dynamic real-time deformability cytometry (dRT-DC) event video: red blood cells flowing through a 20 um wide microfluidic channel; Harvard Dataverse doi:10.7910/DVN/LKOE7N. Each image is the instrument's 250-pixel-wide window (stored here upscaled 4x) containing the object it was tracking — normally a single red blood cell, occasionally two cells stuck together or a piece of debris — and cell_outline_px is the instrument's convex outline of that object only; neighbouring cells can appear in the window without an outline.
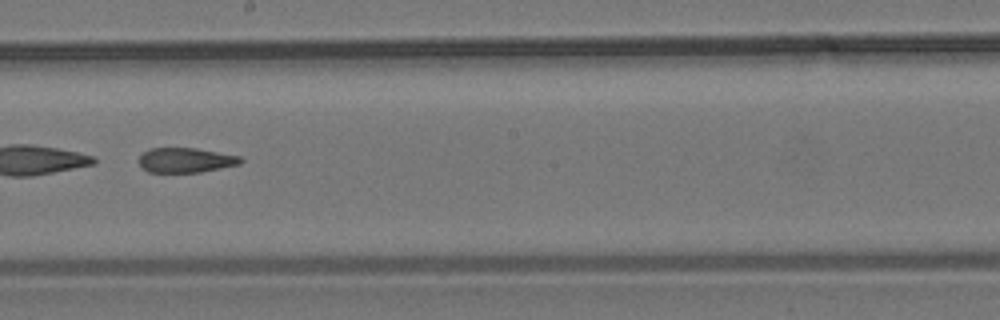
{"species": "common noctule bat (a hibernating species)", "species_latin": "Nyctalus noctula", "temperature_condition": "room temperature", "stored_images_in_passage": 10, "camera_frame_rate_fps": 3000, "um_per_image_px": 0.085, "animal": {"sex": "male", "body_mass_g": 19.2, "forearm_length_mm": 51.8}, "frame": {"image": 1, "passage_image": 9, "time_ms": 9.333, "image_size_px": [1000, 320], "cell_outline_px": [[244, 160], [240, 164], [200, 172], [148, 172], [140, 164], [140, 156], [148, 148], [196, 148], [240, 156]], "centroid_in_image_um": [15.8, 13.61], "position_along_channel_um": 232.4, "area_um2": 14.57}}
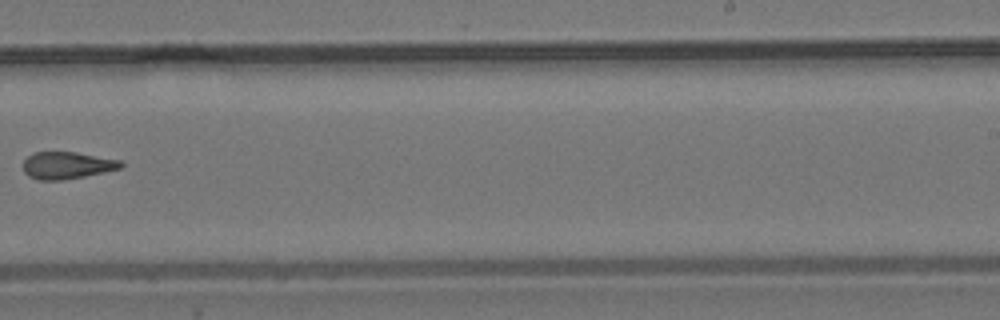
{"frame": {"image": 2, "passage_image": 10, "time_ms": 10.667, "image_size_px": [1000, 320], "cell_outline_px": [[124, 164], [120, 168], [104, 172], [84, 176], [60, 180], [40, 180], [28, 176], [24, 172], [24, 160], [32, 152], [76, 152], [120, 160]], "centroid_in_image_um": [5.68, 14.05], "position_along_channel_um": 283.3, "area_um2": 15.32}}